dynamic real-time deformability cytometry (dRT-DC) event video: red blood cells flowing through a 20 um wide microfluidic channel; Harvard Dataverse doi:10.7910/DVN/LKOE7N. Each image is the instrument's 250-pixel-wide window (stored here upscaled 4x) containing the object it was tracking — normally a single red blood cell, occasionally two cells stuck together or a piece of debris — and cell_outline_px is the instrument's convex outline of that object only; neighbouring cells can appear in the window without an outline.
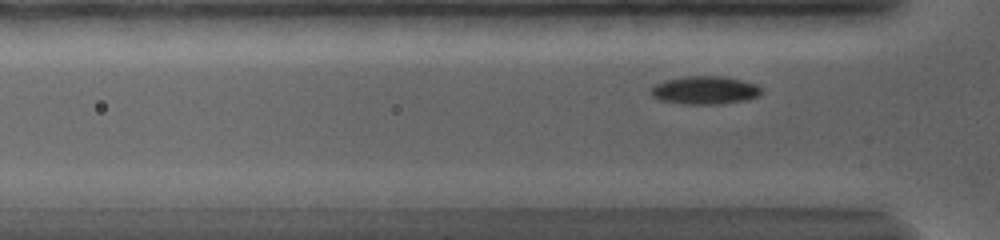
{"species": "common noctule bat (a hibernating species)", "species_latin": "Nyctalus noctula", "temperature_condition": "warm", "stored_images_in_passage": 49, "camera_frame_rate_fps": 5000, "um_per_image_px": 0.085, "animal": {"sex": "female", "body_mass_g": 19.0, "forearm_length_mm": 56.7}, "frame": {"image": 1, "passage_image": 10, "time_ms": 2.2, "image_size_px": [1000, 240], "cell_outline_px": [[760, 96], [748, 100], [720, 104], [684, 104], [660, 100], [652, 96], [652, 88], [656, 84], [664, 80], [684, 76], [724, 76], [756, 84], [760, 88]], "centroid_in_image_um": [59.93, 7.67], "position_along_channel_um": 65.9, "area_um2": 18.09}}
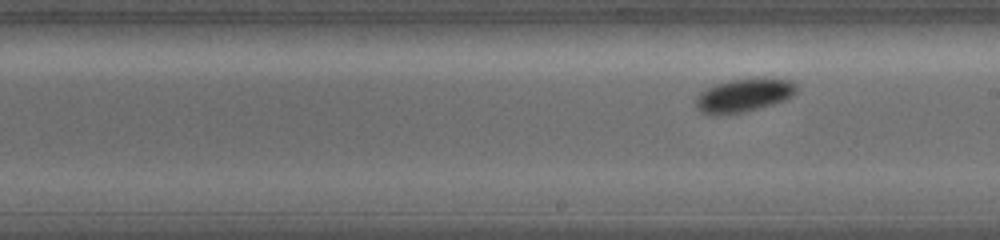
{"frame": {"image": 2, "passage_image": 27, "time_ms": 6.6, "image_size_px": [1000, 240], "cell_outline_px": [[796, 92], [792, 96], [784, 100], [772, 104], [744, 112], [716, 116], [712, 116], [700, 112], [696, 108], [696, 100], [700, 92], [716, 84], [732, 80], [788, 80], [796, 84]], "centroid_in_image_um": [63.15, 8.16], "position_along_channel_um": 225.8, "area_um2": 19.02}}
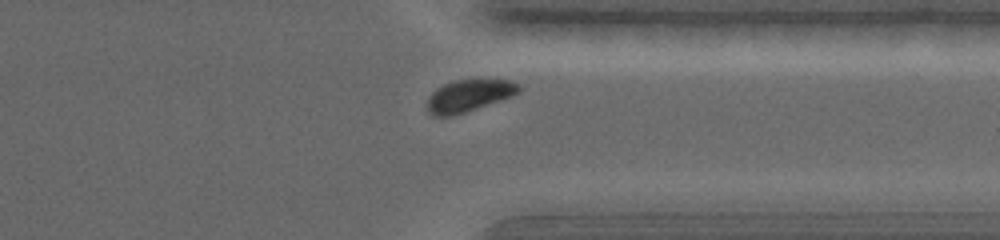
{"frame": {"image": 3, "passage_image": 43, "time_ms": 10.6, "image_size_px": [1000, 240], "cell_outline_px": [[520, 92], [512, 96], [452, 116], [432, 116], [428, 112], [428, 96], [436, 88], [444, 84], [456, 80], [508, 80], [520, 84]], "centroid_in_image_um": [39.83, 8.13], "position_along_channel_um": 371.6, "area_um2": 16.88}, "authors_computed_cell_mechanics": {"area_um2": 18.0336, "velocity_mm_per_s": 3.636, "shape_relaxation_time_tau1_ms": 0.9398, "shape_relaxation_time_tau2_ms": null, "deformation_change_tau1": 0.101, "deformation_change_tau2": null}}